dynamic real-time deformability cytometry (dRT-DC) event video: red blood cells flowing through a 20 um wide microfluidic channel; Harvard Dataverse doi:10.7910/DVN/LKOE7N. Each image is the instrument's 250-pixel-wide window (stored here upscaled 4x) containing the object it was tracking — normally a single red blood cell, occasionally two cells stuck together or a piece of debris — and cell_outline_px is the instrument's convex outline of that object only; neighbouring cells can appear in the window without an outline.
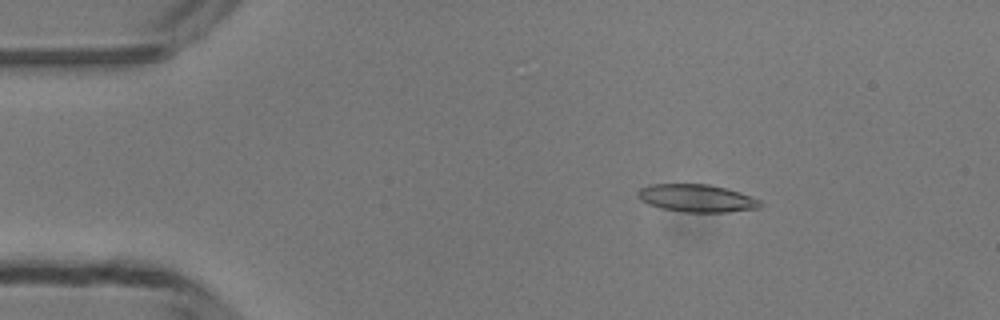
{"species": "common noctule bat (a hibernating species)", "species_latin": "Nyctalus noctula", "temperature_condition": "room temperature", "stored_images_in_passage": 49, "camera_frame_rate_fps": 3000, "um_per_image_px": 0.085, "animal": {"sex": "male", "body_mass_g": 13.3}, "frame": {"image": 1, "passage_image": 8, "time_ms": 2.333, "image_size_px": [1000, 320], "cell_outline_px": [[764, 204], [760, 208], [728, 212], [684, 212], [660, 208], [648, 204], [640, 200], [636, 196], [636, 192], [640, 188], [652, 184], [708, 184], [728, 188], [740, 192], [760, 200]], "centroid_in_image_um": [59.22, 16.85], "position_along_channel_um": 25.8, "area_um2": 20.0}}
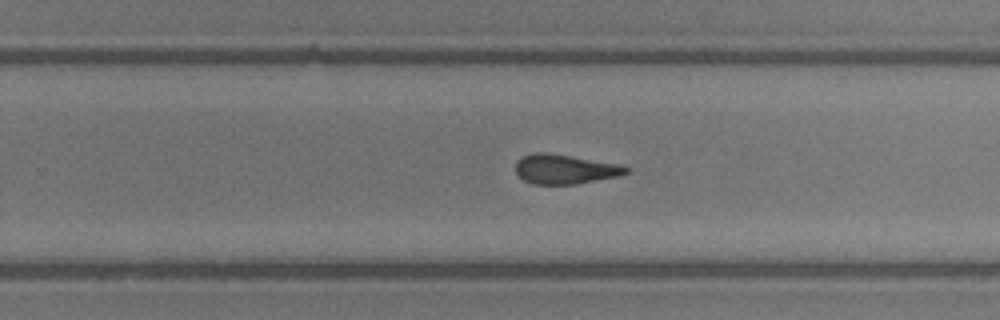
{"frame": {"image": 2, "passage_image": 31, "time_ms": 10.0, "image_size_px": [1000, 320], "cell_outline_px": [[628, 172], [620, 176], [576, 184], [532, 184], [524, 180], [516, 172], [516, 160], [524, 156], [536, 152], [548, 152], [620, 164], [628, 168]], "centroid_in_image_um": [48.02, 14.38], "position_along_channel_um": 281.8, "area_um2": 19.02}}
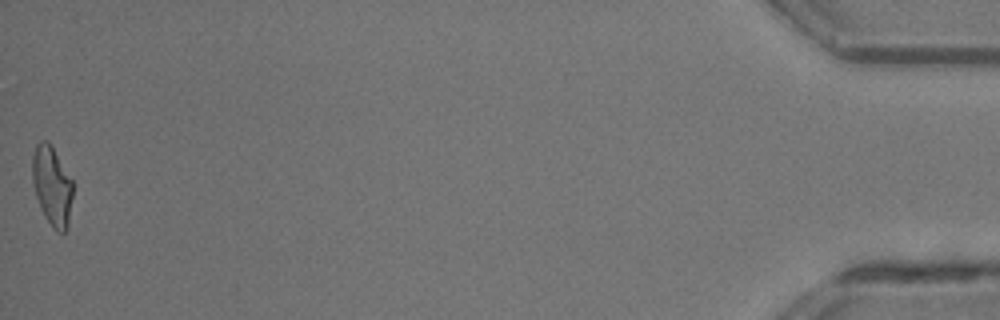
{"frame": {"image": 3, "passage_image": 49, "time_ms": 16.0, "image_size_px": [1000, 320], "cell_outline_px": [[72, 196], [68, 228], [64, 232], [56, 232], [52, 228], [44, 216], [40, 208], [32, 184], [32, 156], [36, 144], [40, 140], [48, 140], [72, 180]], "centroid_in_image_um": [4.4, 15.82], "position_along_channel_um": 430.8, "area_um2": 18.84}, "authors_computed_cell_mechanics": {"area_um2": 19.652, "velocity_mm_per_s": 4.2062, "shape_relaxation_time_tau1_ms": 9.5063, "shape_relaxation_time_tau2_ms": 2.3562, "deformation_change_tau1": 0.2558, "deformation_change_tau2": 0.1196}}